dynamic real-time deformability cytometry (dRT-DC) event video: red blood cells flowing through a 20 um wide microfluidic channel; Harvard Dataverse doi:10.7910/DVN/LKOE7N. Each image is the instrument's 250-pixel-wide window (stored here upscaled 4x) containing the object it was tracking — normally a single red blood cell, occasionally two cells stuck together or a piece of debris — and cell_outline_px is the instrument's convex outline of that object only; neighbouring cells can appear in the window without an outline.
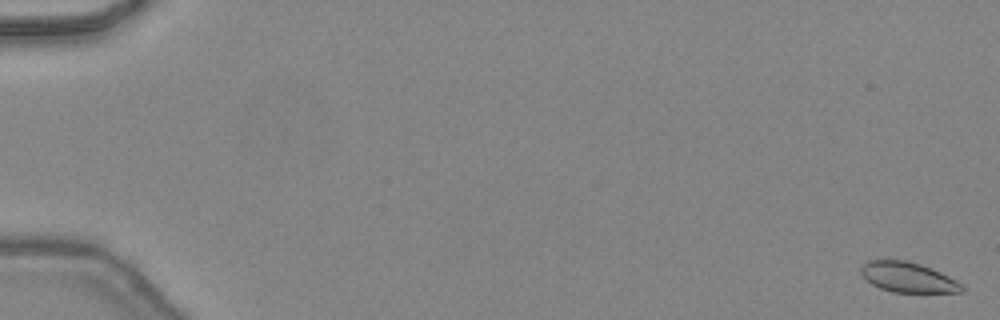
{"species": "common noctule bat (a hibernating species)", "species_latin": "Nyctalus noctula", "temperature_condition": "warm", "stored_images_in_passage": 48, "camera_frame_rate_fps": 3000, "um_per_image_px": 0.085, "animal": {"sex": "female", "body_mass_g": 24.6, "forearm_length_mm": 56.2}, "frame": {"image": 1, "passage_image": 1, "time_ms": 0.0, "image_size_px": [1000, 320], "cell_outline_px": [[964, 292], [892, 292], [880, 288], [872, 284], [860, 272], [860, 268], [868, 260], [904, 260], [920, 264], [932, 268], [964, 284]], "centroid_in_image_um": [77.2, 23.57], "position_along_channel_um": 7.8, "area_um2": 17.63}}
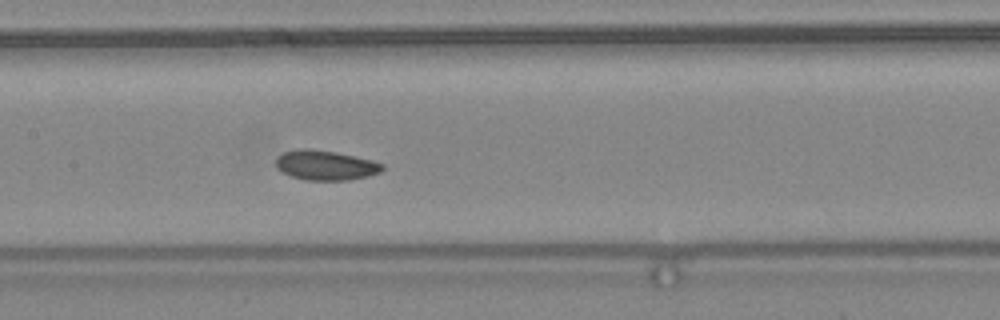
{"frame": {"image": 2, "passage_image": 25, "time_ms": 8.0, "image_size_px": [1000, 320], "cell_outline_px": [[384, 168], [380, 172], [368, 176], [348, 180], [304, 180], [280, 172], [276, 168], [276, 160], [284, 152], [300, 148], [308, 148], [336, 152], [372, 160], [384, 164]], "centroid_in_image_um": [27.67, 14.05], "position_along_channel_um": 179.7, "area_um2": 18.5}}
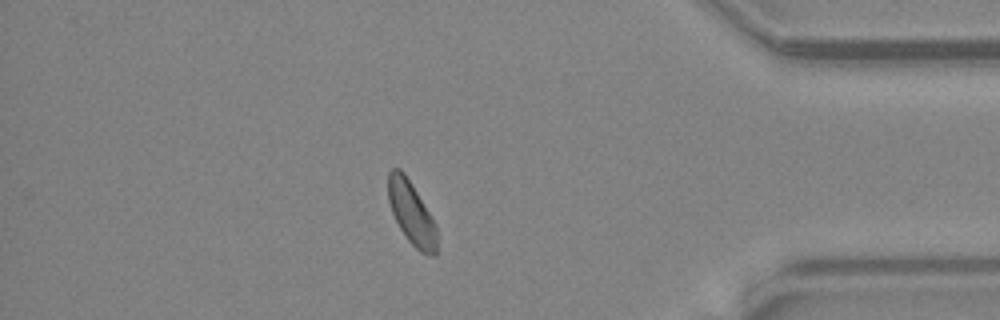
{"frame": {"image": 3, "passage_image": 42, "time_ms": 13.667, "image_size_px": [1000, 320], "cell_outline_px": [[436, 256], [432, 256], [420, 252], [408, 240], [400, 228], [392, 212], [388, 200], [388, 172], [392, 168], [400, 168], [404, 172], [412, 184], [428, 212], [436, 228]], "centroid_in_image_um": [34.95, 18.09], "position_along_channel_um": 400.3, "area_um2": 17.51}, "authors_computed_cell_mechanics": {"area_um2": 18.4382, "velocity_mm_per_s": 4.4369, "shape_relaxation_time_tau1_ms": 2.9071, "shape_relaxation_time_tau2_ms": null, "deformation_change_tau1": 0.0616, "deformation_change_tau2": null}}